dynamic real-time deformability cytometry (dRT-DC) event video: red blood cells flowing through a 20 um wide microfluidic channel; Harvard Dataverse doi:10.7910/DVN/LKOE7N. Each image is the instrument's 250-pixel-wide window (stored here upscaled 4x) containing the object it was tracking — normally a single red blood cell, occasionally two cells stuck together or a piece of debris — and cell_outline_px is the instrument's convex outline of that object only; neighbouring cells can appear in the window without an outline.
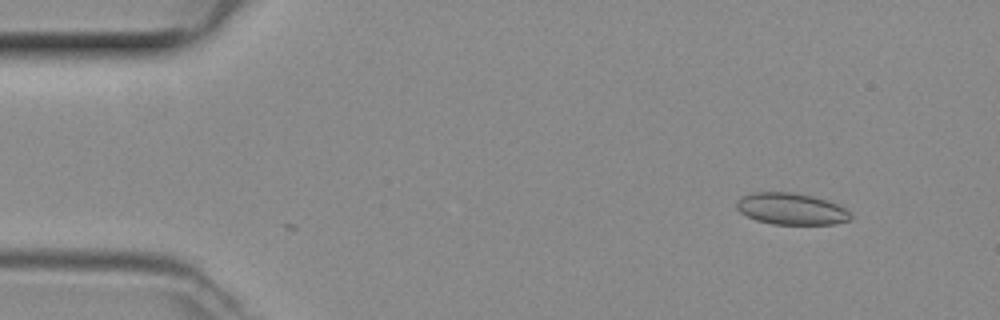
{"species": "common noctule bat (a hibernating species)", "species_latin": "Nyctalus noctula", "temperature_condition": "room temperature", "stored_images_in_passage": 3, "camera_frame_rate_fps": 3000, "um_per_image_px": 0.085, "animal": {"sex": "female", "body_mass_g": 29.2, "forearm_length_mm": 56.3}, "frame": {"image": 1, "passage_image": 2, "time_ms": 0.333, "image_size_px": [1000, 320], "cell_outline_px": [[852, 220], [836, 224], [772, 224], [756, 220], [740, 212], [736, 208], [736, 200], [740, 196], [752, 192], [792, 192], [812, 196], [828, 200], [852, 212]], "centroid_in_image_um": [67.26, 17.75], "position_along_channel_um": 17.7, "area_um2": 21.27}}